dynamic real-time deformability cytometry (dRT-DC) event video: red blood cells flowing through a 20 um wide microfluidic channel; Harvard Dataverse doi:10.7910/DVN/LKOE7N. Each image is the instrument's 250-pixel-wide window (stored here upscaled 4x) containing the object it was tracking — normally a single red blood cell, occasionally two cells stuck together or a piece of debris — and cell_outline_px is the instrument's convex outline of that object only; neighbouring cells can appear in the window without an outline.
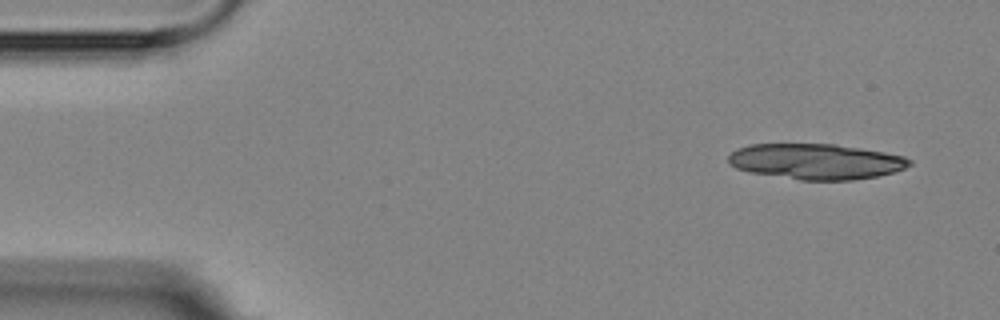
{"species": "Egyptian fruit bat (a non-hibernating species)", "species_latin": "Rousettus aegyptiacus", "temperature_condition": "room temperature", "stored_images_in_passage": 6, "camera_frame_rate_fps": 3000, "um_per_image_px": 0.085, "animal": {"sex": "female"}, "frame": {"image": 1, "passage_image": 1, "time_ms": 0.0, "image_size_px": [1000, 320], "cell_outline_px": [[912, 164], [904, 168], [892, 172], [876, 176], [852, 180], [800, 180], [748, 172], [736, 168], [728, 164], [728, 156], [732, 152], [748, 144], [836, 144], [884, 152], [904, 156], [912, 160]], "centroid_in_image_um": [69.34, 13.73], "position_along_channel_um": 15.7, "area_um2": 37.57}}
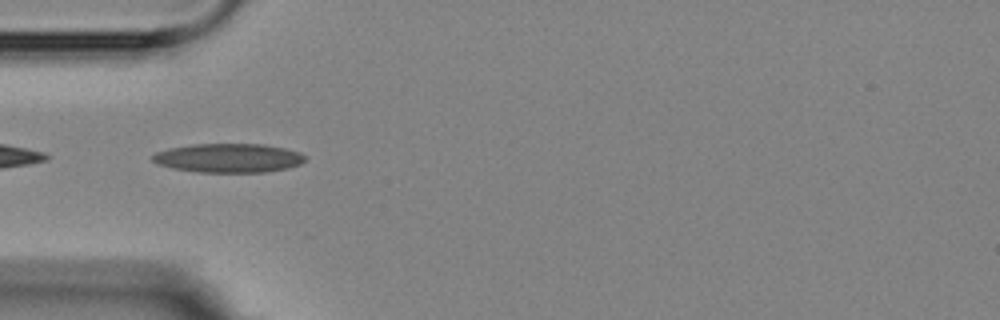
{"frame": {"image": 2, "passage_image": 5, "time_ms": 4.333, "image_size_px": [1000, 320], "cell_outline_px": [[304, 160], [300, 164], [288, 168], [264, 172], [200, 172], [172, 168], [156, 164], [152, 160], [152, 156], [156, 152], [168, 148], [192, 144], [264, 144], [284, 148], [300, 152], [304, 156]], "centroid_in_image_um": [19.4, 13.43], "position_along_channel_um": 65.6, "area_um2": 25.78}}
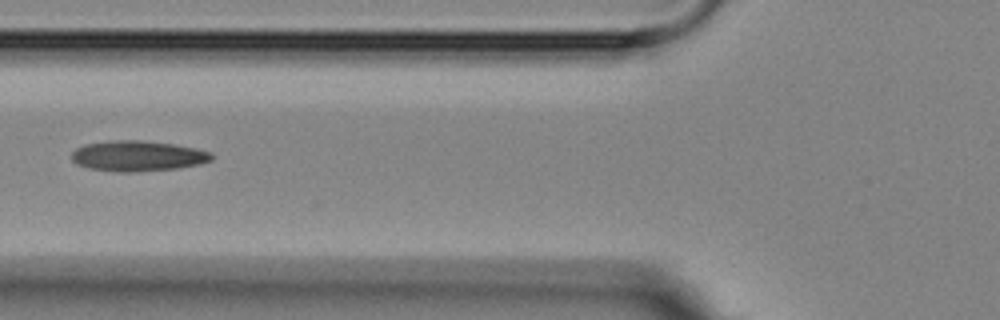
{"frame": {"image": 3, "passage_image": 6, "time_ms": 5.667, "image_size_px": [1000, 320], "cell_outline_px": [[212, 160], [200, 164], [176, 168], [136, 172], [124, 172], [92, 168], [76, 164], [72, 160], [72, 152], [76, 148], [84, 144], [116, 140], [144, 140], [172, 144], [196, 148], [212, 152]], "centroid_in_image_um": [11.72, 13.25], "position_along_channel_um": 114.1, "area_um2": 24.74}}